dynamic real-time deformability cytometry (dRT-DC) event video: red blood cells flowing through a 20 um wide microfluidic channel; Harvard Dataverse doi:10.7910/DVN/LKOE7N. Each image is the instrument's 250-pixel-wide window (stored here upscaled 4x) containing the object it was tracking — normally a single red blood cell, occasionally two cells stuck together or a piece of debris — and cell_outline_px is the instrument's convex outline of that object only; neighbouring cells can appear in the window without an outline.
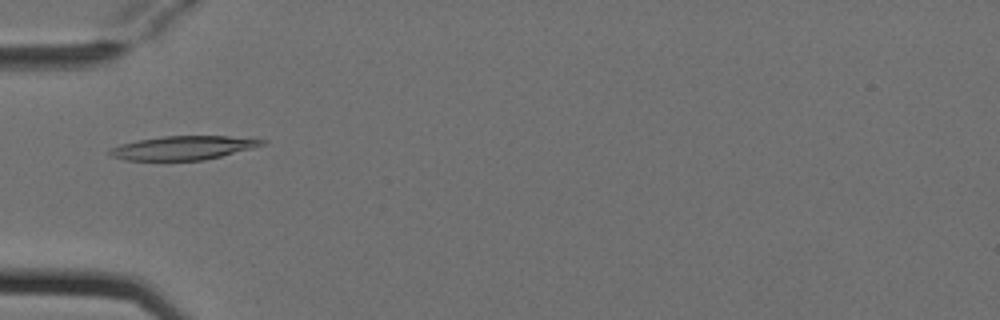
{"species": "Egyptian fruit bat (a non-hibernating species)", "species_latin": "Rousettus aegyptiacus", "temperature_condition": "cold", "stored_images_in_passage": 4, "camera_frame_rate_fps": 3000, "um_per_image_px": 0.085, "animal": {"sex": "female"}, "frame": {"image": 1, "passage_image": 1, "time_ms": 0.0, "image_size_px": [1000, 320], "cell_outline_px": [[268, 140], [264, 144], [252, 148], [204, 160], [124, 160], [112, 156], [108, 152], [112, 148], [120, 144], [140, 140], [164, 136], [228, 136]], "centroid_in_image_um": [15.57, 12.56], "position_along_channel_um": 69.4, "area_um2": 20.81}}
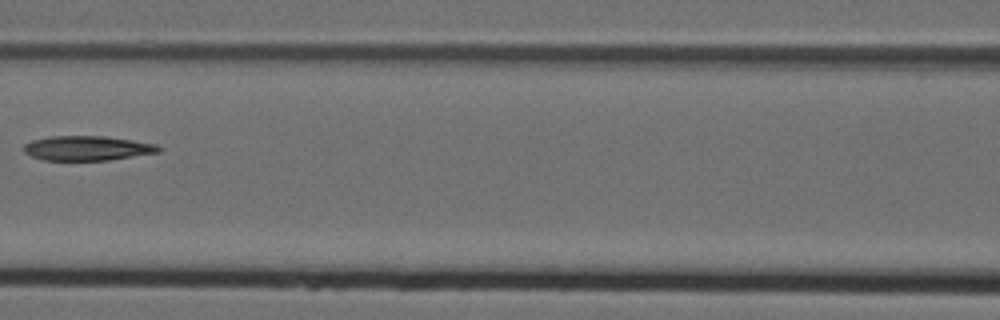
{"frame": {"image": 2, "passage_image": 3, "time_ms": 0.667, "image_size_px": [1000, 320], "cell_outline_px": [[164, 148], [160, 152], [108, 160], [44, 160], [32, 156], [24, 152], [24, 144], [32, 140], [48, 136], [104, 136], [132, 140], [156, 144]], "centroid_in_image_um": [7.43, 12.59], "position_along_channel_um": 159.2, "area_um2": 19.36}}
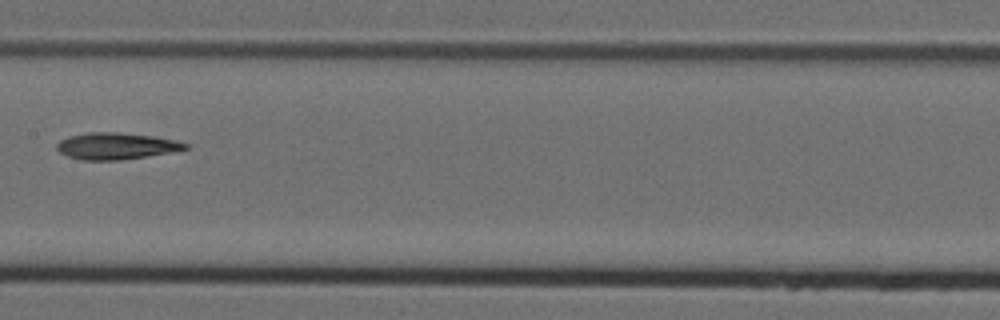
{"frame": {"image": 3, "passage_image": 4, "time_ms": 1.0, "image_size_px": [1000, 320], "cell_outline_px": [[188, 148], [168, 152], [120, 160], [80, 160], [68, 156], [60, 152], [56, 148], [56, 144], [60, 140], [68, 136], [88, 132], [120, 132], [152, 136], [176, 140], [188, 144]], "centroid_in_image_um": [9.81, 12.4], "position_along_channel_um": 197.6, "area_um2": 19.77}}